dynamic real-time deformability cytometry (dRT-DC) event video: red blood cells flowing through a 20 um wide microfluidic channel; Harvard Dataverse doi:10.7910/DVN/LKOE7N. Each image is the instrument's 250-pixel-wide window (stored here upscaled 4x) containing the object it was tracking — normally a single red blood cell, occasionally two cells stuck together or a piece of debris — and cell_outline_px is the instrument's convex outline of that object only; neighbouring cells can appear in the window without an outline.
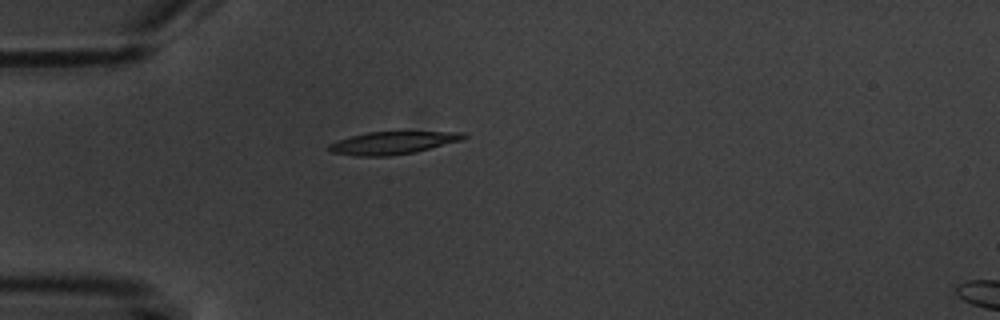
{"species": "common noctule bat (a hibernating species)", "species_latin": "Nyctalus noctula", "temperature_condition": "warm", "stored_images_in_passage": 2, "camera_frame_rate_fps": 3000, "um_per_image_px": 0.085, "animal": {"sex": "male", "body_mass_g": 20.1, "forearm_length_mm": 53.5}, "frame": {"image": 1, "passage_image": 2, "time_ms": 2.0, "image_size_px": [1000, 320], "cell_outline_px": [[468, 136], [460, 140], [416, 152], [388, 156], [356, 156], [332, 152], [328, 148], [328, 144], [336, 140], [368, 132], [464, 132]], "centroid_in_image_um": [33.35, 12.14], "position_along_channel_um": 51.7, "area_um2": 17.57}}